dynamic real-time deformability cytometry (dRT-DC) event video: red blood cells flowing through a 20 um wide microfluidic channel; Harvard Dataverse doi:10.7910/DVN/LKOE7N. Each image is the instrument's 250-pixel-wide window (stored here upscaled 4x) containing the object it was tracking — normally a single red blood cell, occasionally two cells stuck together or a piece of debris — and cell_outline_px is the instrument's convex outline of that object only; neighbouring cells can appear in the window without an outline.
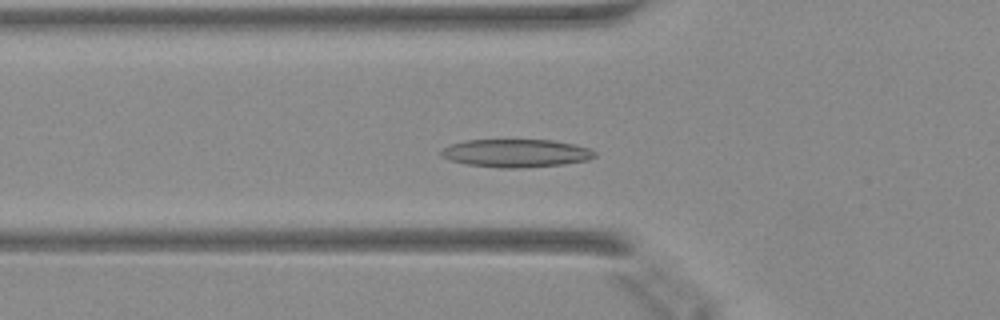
{"species": "Egyptian fruit bat (a non-hibernating species)", "species_latin": "Rousettus aegyptiacus", "temperature_condition": "warm", "stored_images_in_passage": 42, "camera_frame_rate_fps": 3000, "um_per_image_px": 0.085, "animal": {"sex": "female"}, "frame": {"image": 1, "passage_image": 10, "time_ms": 3.0, "image_size_px": [1000, 320], "cell_outline_px": [[596, 156], [588, 160], [564, 164], [524, 168], [500, 168], [468, 164], [452, 160], [440, 156], [440, 152], [448, 144], [468, 140], [552, 140], [572, 144], [588, 148], [596, 152]], "centroid_in_image_um": [43.86, 13.02], "position_along_channel_um": 81.9, "area_um2": 25.03}}
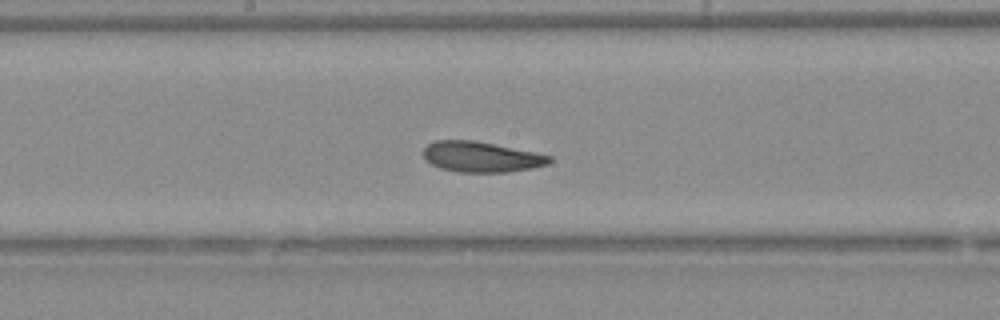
{"frame": {"image": 2, "passage_image": 19, "time_ms": 6.0, "image_size_px": [1000, 320], "cell_outline_px": [[552, 160], [548, 164], [532, 168], [508, 172], [456, 172], [440, 168], [432, 164], [424, 156], [424, 148], [432, 140], [472, 140], [552, 156]], "centroid_in_image_um": [40.88, 13.34], "position_along_channel_um": 207.3, "area_um2": 22.14}}
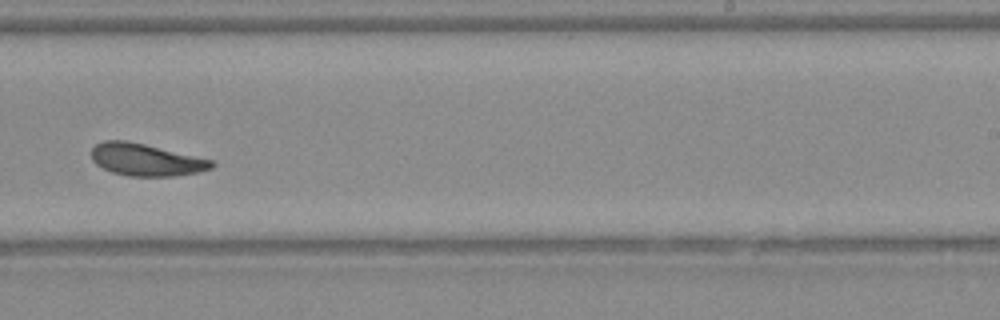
{"frame": {"image": 3, "passage_image": 24, "time_ms": 7.667, "image_size_px": [1000, 320], "cell_outline_px": [[216, 164], [212, 168], [200, 172], [176, 176], [128, 176], [112, 172], [96, 164], [92, 160], [92, 148], [96, 144], [104, 140], [124, 140], [144, 144], [212, 160]], "centroid_in_image_um": [12.41, 13.59], "position_along_channel_um": 276.6, "area_um2": 22.43}}